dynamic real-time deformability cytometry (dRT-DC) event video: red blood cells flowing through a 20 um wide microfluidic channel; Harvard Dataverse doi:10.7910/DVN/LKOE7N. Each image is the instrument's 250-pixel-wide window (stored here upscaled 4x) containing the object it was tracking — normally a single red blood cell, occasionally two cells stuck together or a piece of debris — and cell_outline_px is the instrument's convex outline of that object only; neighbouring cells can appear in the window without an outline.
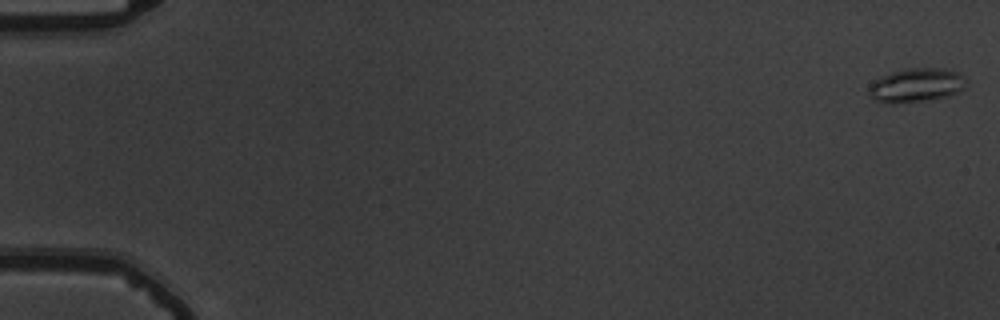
{"species": "common noctule bat (a hibernating species)", "species_latin": "Nyctalus noctula", "temperature_condition": "warm", "stored_images_in_passage": 56, "camera_frame_rate_fps": 3000, "um_per_image_px": 0.085, "animal": {"sex": "male", "body_mass_g": 19.5, "forearm_length_mm": 54.6}, "frame": {"image": 1, "passage_image": 1, "time_ms": 0.0, "image_size_px": [1000, 320], "cell_outline_px": [[968, 84], [964, 88], [948, 96], [932, 100], [892, 104], [888, 104], [876, 100], [868, 96], [868, 84], [872, 80], [880, 76], [904, 68], [944, 68], [956, 72], [964, 76], [968, 80]], "centroid_in_image_um": [77.85, 7.25], "position_along_channel_um": 7.2, "area_um2": 19.83}}
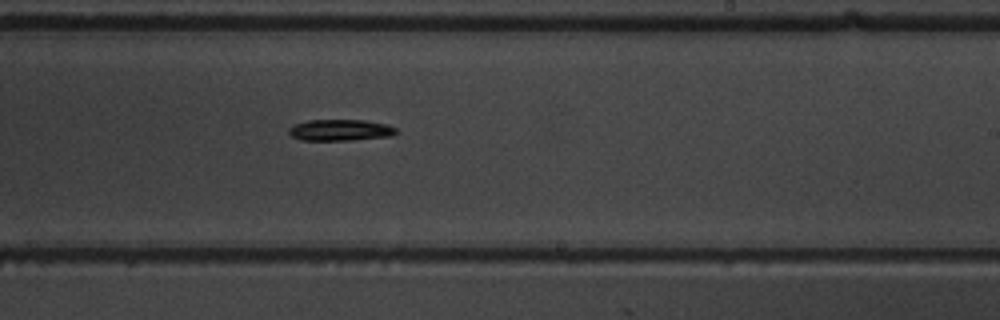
{"frame": {"image": 2, "passage_image": 35, "time_ms": 11.333, "image_size_px": [1000, 320], "cell_outline_px": [[400, 132], [388, 136], [348, 140], [300, 140], [292, 136], [288, 132], [288, 128], [292, 124], [308, 120], [364, 120], [388, 124], [396, 128]], "centroid_in_image_um": [28.9, 11.05], "position_along_channel_um": 260.1, "area_um2": 13.41}}
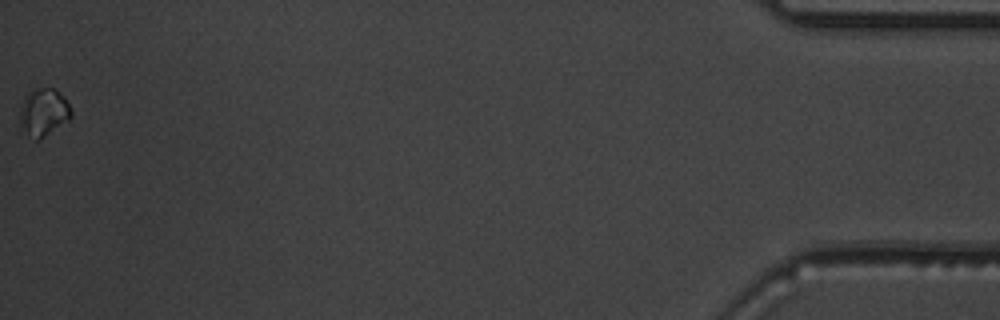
{"frame": {"image": 3, "passage_image": 56, "time_ms": 18.333, "image_size_px": [1000, 320], "cell_outline_px": [[72, 116], [68, 120], [40, 140], [36, 140], [28, 136], [20, 124], [20, 108], [28, 92], [32, 88], [56, 88], [68, 100], [72, 112]], "centroid_in_image_um": [3.73, 9.52], "position_along_channel_um": 431.5, "area_um2": 14.39}, "authors_computed_cell_mechanics": {"area_um2": 13.4096, "velocity_mm_per_s": 3.7245, "shape_relaxation_time_tau1_ms": 2.3165, "shape_relaxation_time_tau2_ms": null, "deformation_change_tau1": 0.1158, "deformation_change_tau2": null}}